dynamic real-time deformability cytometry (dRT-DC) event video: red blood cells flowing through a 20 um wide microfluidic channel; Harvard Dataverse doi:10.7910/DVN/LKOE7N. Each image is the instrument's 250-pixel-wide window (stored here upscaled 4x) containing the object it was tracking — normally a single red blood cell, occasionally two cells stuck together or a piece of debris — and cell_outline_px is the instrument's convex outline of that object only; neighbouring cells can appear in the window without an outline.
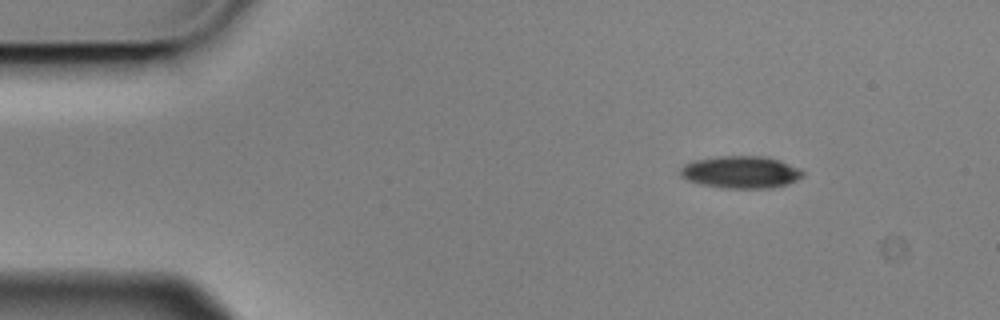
{"species": "Egyptian fruit bat (a non-hibernating species)", "species_latin": "Rousettus aegyptiacus", "temperature_condition": "cold", "stored_images_in_passage": 5, "camera_frame_rate_fps": 3000, "um_per_image_px": 0.085, "animal": {"sex": "male"}, "frame": {"image": 1, "passage_image": 1, "time_ms": 0.0, "image_size_px": [1000, 320], "cell_outline_px": [[804, 176], [788, 184], [772, 188], [724, 188], [700, 184], [688, 180], [680, 176], [680, 168], [684, 164], [692, 160], [720, 156], [768, 156], [780, 160], [800, 168], [804, 172]], "centroid_in_image_um": [62.98, 14.62], "position_along_channel_um": 22.0, "area_um2": 23.29}}
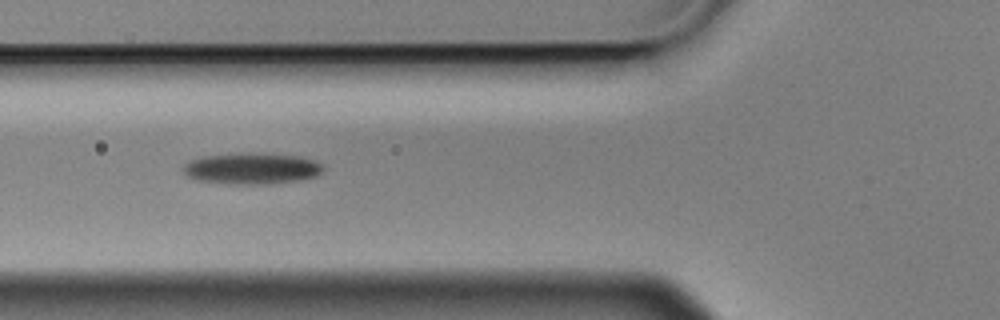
{"frame": {"image": 2, "passage_image": 4, "time_ms": 1.0, "image_size_px": [1000, 320], "cell_outline_px": [[324, 172], [316, 176], [300, 180], [264, 184], [236, 184], [200, 180], [188, 176], [184, 172], [184, 164], [192, 160], [204, 156], [296, 156], [312, 160], [324, 164]], "centroid_in_image_um": [21.47, 14.38], "position_along_channel_um": 104.3, "area_um2": 23.93}}
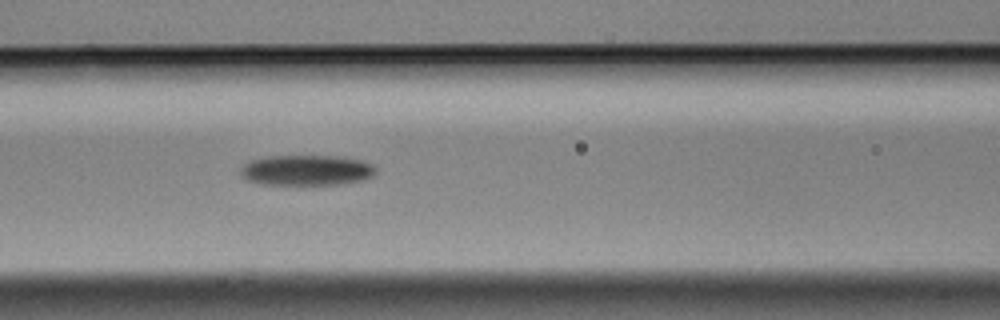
{"frame": {"image": 3, "passage_image": 5, "time_ms": 1.333, "image_size_px": [1000, 320], "cell_outline_px": [[376, 172], [372, 176], [364, 180], [340, 184], [264, 184], [248, 180], [240, 172], [240, 168], [244, 164], [252, 160], [264, 156], [344, 156], [360, 160], [372, 164], [376, 168]], "centroid_in_image_um": [26.09, 14.46], "position_along_channel_um": 140.5, "area_um2": 23.99}}